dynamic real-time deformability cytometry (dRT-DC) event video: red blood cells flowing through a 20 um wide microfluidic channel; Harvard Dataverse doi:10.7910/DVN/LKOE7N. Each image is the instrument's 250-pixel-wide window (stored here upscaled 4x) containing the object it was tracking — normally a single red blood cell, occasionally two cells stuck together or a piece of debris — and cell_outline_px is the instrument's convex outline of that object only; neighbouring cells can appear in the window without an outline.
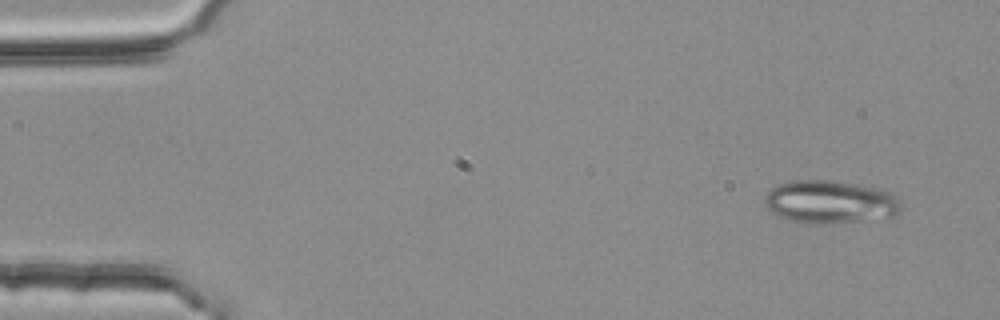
{"species": "common noctule bat (a hibernating species)", "species_latin": "Nyctalus noctula", "temperature_condition": "room temperature", "stored_images_in_passage": 4, "camera_frame_rate_fps": 3000, "um_per_image_px": 0.085, "animal": {"sex": "female", "body_mass_g": 25.1}, "frame": {"image": 1, "passage_image": 1, "time_ms": 0.0, "image_size_px": [1000, 320], "cell_outline_px": [[900, 212], [896, 216], [824, 224], [808, 224], [792, 220], [780, 216], [772, 212], [764, 204], [764, 196], [772, 188], [780, 184], [792, 180], [828, 180], [884, 188], [900, 196]], "centroid_in_image_um": [70.61, 17.15], "position_along_channel_um": 14.4, "area_um2": 34.39}}